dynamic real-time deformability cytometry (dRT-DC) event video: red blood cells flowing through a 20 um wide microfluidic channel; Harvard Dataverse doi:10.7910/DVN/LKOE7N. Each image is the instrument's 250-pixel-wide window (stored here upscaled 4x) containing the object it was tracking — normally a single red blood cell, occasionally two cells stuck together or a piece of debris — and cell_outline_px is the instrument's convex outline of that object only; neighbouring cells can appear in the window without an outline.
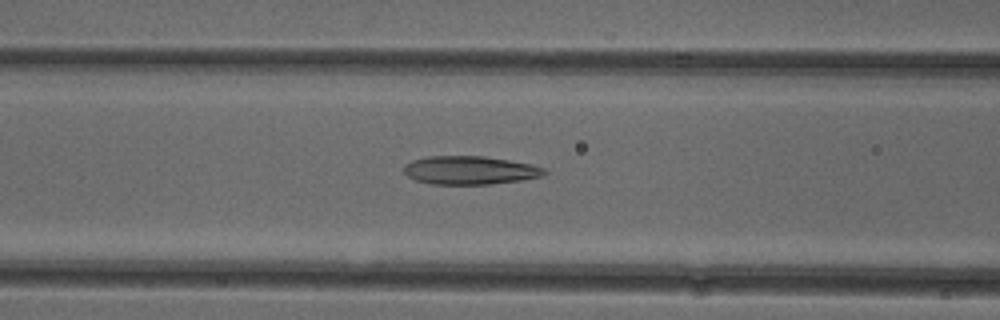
{"species": "common noctule bat (a hibernating species)", "species_latin": "Nyctalus noctula", "temperature_condition": "cold", "stored_images_in_passage": 36, "camera_frame_rate_fps": 3000, "um_per_image_px": 0.085, "animal": {"sex": "female"}, "frame": {"image": 1, "passage_image": 5, "time_ms": 1.333, "image_size_px": [1000, 320], "cell_outline_px": [[548, 172], [540, 176], [520, 180], [488, 184], [432, 184], [416, 180], [408, 176], [404, 172], [404, 164], [412, 160], [428, 156], [484, 156], [532, 164], [548, 168]], "centroid_in_image_um": [39.95, 14.46], "position_along_channel_um": 126.7, "area_um2": 23.24}}
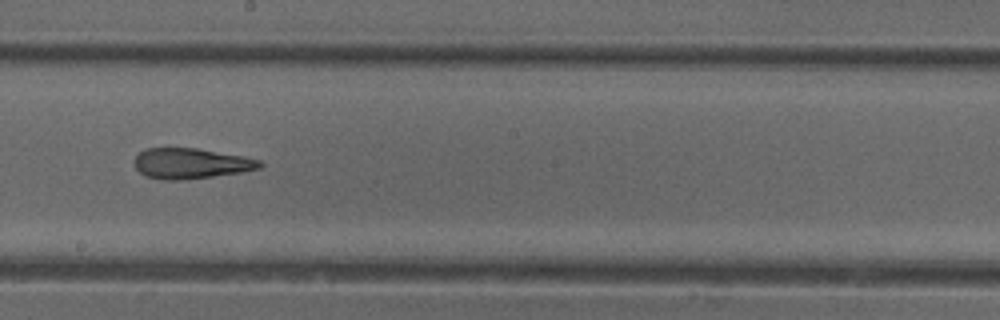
{"frame": {"image": 2, "passage_image": 13, "time_ms": 4.0, "image_size_px": [1000, 320], "cell_outline_px": [[264, 164], [260, 168], [240, 172], [212, 176], [180, 180], [160, 180], [144, 176], [136, 168], [136, 156], [144, 148], [196, 148], [244, 156], [260, 160]], "centroid_in_image_um": [16.22, 13.89], "position_along_channel_um": 232.0, "area_um2": 22.2}}
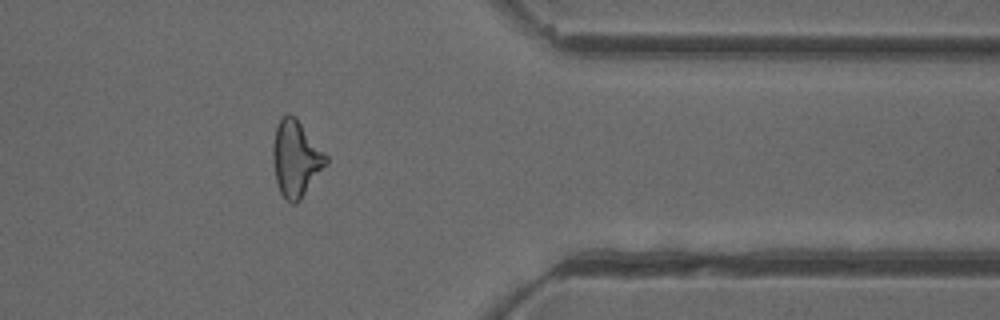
{"frame": {"image": 3, "passage_image": 26, "time_ms": 8.333, "image_size_px": [1000, 320], "cell_outline_px": [[328, 164], [300, 200], [296, 204], [292, 204], [280, 192], [276, 180], [272, 156], [272, 144], [276, 128], [280, 116], [288, 112], [296, 116], [328, 156]], "centroid_in_image_um": [25.16, 13.44], "position_along_channel_um": 386.2, "area_um2": 23.87}}